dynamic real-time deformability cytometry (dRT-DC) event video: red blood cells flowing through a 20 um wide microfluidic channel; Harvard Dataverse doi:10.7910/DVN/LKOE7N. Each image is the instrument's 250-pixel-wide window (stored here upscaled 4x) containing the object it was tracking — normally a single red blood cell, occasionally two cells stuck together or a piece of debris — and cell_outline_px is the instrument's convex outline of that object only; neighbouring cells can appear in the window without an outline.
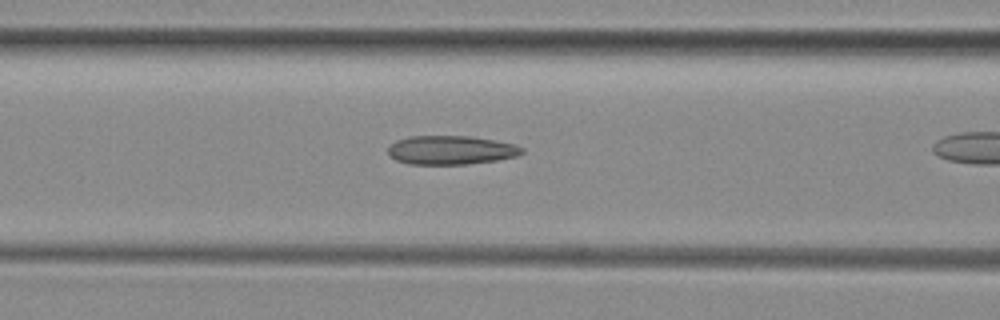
{"species": "common noctule bat (a hibernating species)", "species_latin": "Nyctalus noctula", "temperature_condition": "room temperature", "stored_images_in_passage": 13, "camera_frame_rate_fps": 3000, "um_per_image_px": 0.085, "animal": {"sex": "female", "body_mass_g": 29.2, "forearm_length_mm": 56.3}, "frame": {"image": 1, "passage_image": 6, "time_ms": 1.667, "image_size_px": [1000, 320], "cell_outline_px": [[524, 152], [516, 156], [496, 160], [468, 164], [408, 164], [396, 160], [388, 156], [388, 148], [396, 140], [412, 136], [472, 136], [496, 140], [512, 144], [524, 148]], "centroid_in_image_um": [38.31, 12.76], "position_along_channel_um": 128.3, "area_um2": 22.54}}